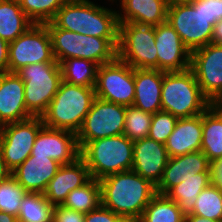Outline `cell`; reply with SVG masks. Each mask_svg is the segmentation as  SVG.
Returning a JSON list of instances; mask_svg holds the SVG:
<instances>
[{
  "instance_id": "5b68a950",
  "label": "cell",
  "mask_w": 222,
  "mask_h": 222,
  "mask_svg": "<svg viewBox=\"0 0 222 222\" xmlns=\"http://www.w3.org/2000/svg\"><path fill=\"white\" fill-rule=\"evenodd\" d=\"M91 178L100 180L108 175L132 170L133 141L124 134L88 142L81 150Z\"/></svg>"
},
{
  "instance_id": "ac0fdd59",
  "label": "cell",
  "mask_w": 222,
  "mask_h": 222,
  "mask_svg": "<svg viewBox=\"0 0 222 222\" xmlns=\"http://www.w3.org/2000/svg\"><path fill=\"white\" fill-rule=\"evenodd\" d=\"M211 163L202 151L170 157L161 181L156 186L158 194L165 195L171 188L198 173H211Z\"/></svg>"
},
{
  "instance_id": "4fadbf2b",
  "label": "cell",
  "mask_w": 222,
  "mask_h": 222,
  "mask_svg": "<svg viewBox=\"0 0 222 222\" xmlns=\"http://www.w3.org/2000/svg\"><path fill=\"white\" fill-rule=\"evenodd\" d=\"M202 93L212 104L222 102V45L209 43L191 52V65Z\"/></svg>"
},
{
  "instance_id": "277c9868",
  "label": "cell",
  "mask_w": 222,
  "mask_h": 222,
  "mask_svg": "<svg viewBox=\"0 0 222 222\" xmlns=\"http://www.w3.org/2000/svg\"><path fill=\"white\" fill-rule=\"evenodd\" d=\"M95 98L94 88L62 80L47 111L41 116L44 126L77 134Z\"/></svg>"
},
{
  "instance_id": "74e56055",
  "label": "cell",
  "mask_w": 222,
  "mask_h": 222,
  "mask_svg": "<svg viewBox=\"0 0 222 222\" xmlns=\"http://www.w3.org/2000/svg\"><path fill=\"white\" fill-rule=\"evenodd\" d=\"M85 222H129L126 218L115 214L100 205L97 209L85 214Z\"/></svg>"
},
{
  "instance_id": "f6af8a7d",
  "label": "cell",
  "mask_w": 222,
  "mask_h": 222,
  "mask_svg": "<svg viewBox=\"0 0 222 222\" xmlns=\"http://www.w3.org/2000/svg\"><path fill=\"white\" fill-rule=\"evenodd\" d=\"M185 222H220V221L210 220L196 215H186Z\"/></svg>"
},
{
  "instance_id": "ffe728a7",
  "label": "cell",
  "mask_w": 222,
  "mask_h": 222,
  "mask_svg": "<svg viewBox=\"0 0 222 222\" xmlns=\"http://www.w3.org/2000/svg\"><path fill=\"white\" fill-rule=\"evenodd\" d=\"M60 166L48 156H29L11 174L27 192L43 194Z\"/></svg>"
},
{
  "instance_id": "7402d4cb",
  "label": "cell",
  "mask_w": 222,
  "mask_h": 222,
  "mask_svg": "<svg viewBox=\"0 0 222 222\" xmlns=\"http://www.w3.org/2000/svg\"><path fill=\"white\" fill-rule=\"evenodd\" d=\"M202 134V114L178 118L173 132L164 144L169 157L201 151Z\"/></svg>"
},
{
  "instance_id": "7bdbcfd3",
  "label": "cell",
  "mask_w": 222,
  "mask_h": 222,
  "mask_svg": "<svg viewBox=\"0 0 222 222\" xmlns=\"http://www.w3.org/2000/svg\"><path fill=\"white\" fill-rule=\"evenodd\" d=\"M211 43L222 45V20L214 24Z\"/></svg>"
},
{
  "instance_id": "44dd1931",
  "label": "cell",
  "mask_w": 222,
  "mask_h": 222,
  "mask_svg": "<svg viewBox=\"0 0 222 222\" xmlns=\"http://www.w3.org/2000/svg\"><path fill=\"white\" fill-rule=\"evenodd\" d=\"M164 73L157 69H134V107L151 114L162 111L161 90Z\"/></svg>"
},
{
  "instance_id": "bcb514c9",
  "label": "cell",
  "mask_w": 222,
  "mask_h": 222,
  "mask_svg": "<svg viewBox=\"0 0 222 222\" xmlns=\"http://www.w3.org/2000/svg\"><path fill=\"white\" fill-rule=\"evenodd\" d=\"M0 222H18V218L0 211Z\"/></svg>"
},
{
  "instance_id": "5bb4252c",
  "label": "cell",
  "mask_w": 222,
  "mask_h": 222,
  "mask_svg": "<svg viewBox=\"0 0 222 222\" xmlns=\"http://www.w3.org/2000/svg\"><path fill=\"white\" fill-rule=\"evenodd\" d=\"M30 156H48L61 165L73 163L80 157L76 133L43 126L36 136Z\"/></svg>"
},
{
  "instance_id": "cb8c5ba5",
  "label": "cell",
  "mask_w": 222,
  "mask_h": 222,
  "mask_svg": "<svg viewBox=\"0 0 222 222\" xmlns=\"http://www.w3.org/2000/svg\"><path fill=\"white\" fill-rule=\"evenodd\" d=\"M201 151L209 162L222 157V106L212 104L202 113Z\"/></svg>"
},
{
  "instance_id": "484cf974",
  "label": "cell",
  "mask_w": 222,
  "mask_h": 222,
  "mask_svg": "<svg viewBox=\"0 0 222 222\" xmlns=\"http://www.w3.org/2000/svg\"><path fill=\"white\" fill-rule=\"evenodd\" d=\"M211 183V173H198L171 188L165 195L175 201L185 215L194 209L198 195Z\"/></svg>"
},
{
  "instance_id": "e0dca14e",
  "label": "cell",
  "mask_w": 222,
  "mask_h": 222,
  "mask_svg": "<svg viewBox=\"0 0 222 222\" xmlns=\"http://www.w3.org/2000/svg\"><path fill=\"white\" fill-rule=\"evenodd\" d=\"M31 117L26 109L22 79L16 73H0V127Z\"/></svg>"
},
{
  "instance_id": "2e32d148",
  "label": "cell",
  "mask_w": 222,
  "mask_h": 222,
  "mask_svg": "<svg viewBox=\"0 0 222 222\" xmlns=\"http://www.w3.org/2000/svg\"><path fill=\"white\" fill-rule=\"evenodd\" d=\"M164 144L149 137L133 141L132 170L154 185L161 181L169 160Z\"/></svg>"
},
{
  "instance_id": "f35d334b",
  "label": "cell",
  "mask_w": 222,
  "mask_h": 222,
  "mask_svg": "<svg viewBox=\"0 0 222 222\" xmlns=\"http://www.w3.org/2000/svg\"><path fill=\"white\" fill-rule=\"evenodd\" d=\"M52 222H85V214L63 205H56L52 211Z\"/></svg>"
},
{
  "instance_id": "7dc6e473",
  "label": "cell",
  "mask_w": 222,
  "mask_h": 222,
  "mask_svg": "<svg viewBox=\"0 0 222 222\" xmlns=\"http://www.w3.org/2000/svg\"><path fill=\"white\" fill-rule=\"evenodd\" d=\"M167 7L177 4H189L192 0H163Z\"/></svg>"
},
{
  "instance_id": "ab89813d",
  "label": "cell",
  "mask_w": 222,
  "mask_h": 222,
  "mask_svg": "<svg viewBox=\"0 0 222 222\" xmlns=\"http://www.w3.org/2000/svg\"><path fill=\"white\" fill-rule=\"evenodd\" d=\"M204 13L210 19L222 20V0H204Z\"/></svg>"
},
{
  "instance_id": "8992f818",
  "label": "cell",
  "mask_w": 222,
  "mask_h": 222,
  "mask_svg": "<svg viewBox=\"0 0 222 222\" xmlns=\"http://www.w3.org/2000/svg\"><path fill=\"white\" fill-rule=\"evenodd\" d=\"M24 83L27 111L41 117L48 109L62 82L58 62H40L27 65L16 72Z\"/></svg>"
},
{
  "instance_id": "ee69618b",
  "label": "cell",
  "mask_w": 222,
  "mask_h": 222,
  "mask_svg": "<svg viewBox=\"0 0 222 222\" xmlns=\"http://www.w3.org/2000/svg\"><path fill=\"white\" fill-rule=\"evenodd\" d=\"M10 175L12 174L11 171L6 166L0 145V182L6 180Z\"/></svg>"
},
{
  "instance_id": "6da1fadb",
  "label": "cell",
  "mask_w": 222,
  "mask_h": 222,
  "mask_svg": "<svg viewBox=\"0 0 222 222\" xmlns=\"http://www.w3.org/2000/svg\"><path fill=\"white\" fill-rule=\"evenodd\" d=\"M99 182L101 205L128 221H138L157 194L156 185L134 170L108 175Z\"/></svg>"
},
{
  "instance_id": "836d02e7",
  "label": "cell",
  "mask_w": 222,
  "mask_h": 222,
  "mask_svg": "<svg viewBox=\"0 0 222 222\" xmlns=\"http://www.w3.org/2000/svg\"><path fill=\"white\" fill-rule=\"evenodd\" d=\"M68 0H18L21 9L34 24L51 22Z\"/></svg>"
},
{
  "instance_id": "30bf717a",
  "label": "cell",
  "mask_w": 222,
  "mask_h": 222,
  "mask_svg": "<svg viewBox=\"0 0 222 222\" xmlns=\"http://www.w3.org/2000/svg\"><path fill=\"white\" fill-rule=\"evenodd\" d=\"M40 62H57L53 56L52 41L45 24H33L22 35L9 43L8 72Z\"/></svg>"
},
{
  "instance_id": "d590c367",
  "label": "cell",
  "mask_w": 222,
  "mask_h": 222,
  "mask_svg": "<svg viewBox=\"0 0 222 222\" xmlns=\"http://www.w3.org/2000/svg\"><path fill=\"white\" fill-rule=\"evenodd\" d=\"M152 116L134 106H127L123 134L132 141L148 137Z\"/></svg>"
},
{
  "instance_id": "d4e9b609",
  "label": "cell",
  "mask_w": 222,
  "mask_h": 222,
  "mask_svg": "<svg viewBox=\"0 0 222 222\" xmlns=\"http://www.w3.org/2000/svg\"><path fill=\"white\" fill-rule=\"evenodd\" d=\"M33 24L21 9L18 0H0V37L2 39L10 43Z\"/></svg>"
},
{
  "instance_id": "9c48e42d",
  "label": "cell",
  "mask_w": 222,
  "mask_h": 222,
  "mask_svg": "<svg viewBox=\"0 0 222 222\" xmlns=\"http://www.w3.org/2000/svg\"><path fill=\"white\" fill-rule=\"evenodd\" d=\"M125 114L126 106L96 97L76 134L80 150L90 141L123 134Z\"/></svg>"
},
{
  "instance_id": "603a6c76",
  "label": "cell",
  "mask_w": 222,
  "mask_h": 222,
  "mask_svg": "<svg viewBox=\"0 0 222 222\" xmlns=\"http://www.w3.org/2000/svg\"><path fill=\"white\" fill-rule=\"evenodd\" d=\"M111 2L117 0H109ZM119 23L156 26L167 21L168 7L163 0H119ZM122 11V12H121ZM123 13V14H122Z\"/></svg>"
},
{
  "instance_id": "60d3db41",
  "label": "cell",
  "mask_w": 222,
  "mask_h": 222,
  "mask_svg": "<svg viewBox=\"0 0 222 222\" xmlns=\"http://www.w3.org/2000/svg\"><path fill=\"white\" fill-rule=\"evenodd\" d=\"M211 183L222 191V157L211 163Z\"/></svg>"
},
{
  "instance_id": "52a82bcc",
  "label": "cell",
  "mask_w": 222,
  "mask_h": 222,
  "mask_svg": "<svg viewBox=\"0 0 222 222\" xmlns=\"http://www.w3.org/2000/svg\"><path fill=\"white\" fill-rule=\"evenodd\" d=\"M167 21L190 52L211 43L213 27L217 22L204 13V0L168 7Z\"/></svg>"
},
{
  "instance_id": "ba28073f",
  "label": "cell",
  "mask_w": 222,
  "mask_h": 222,
  "mask_svg": "<svg viewBox=\"0 0 222 222\" xmlns=\"http://www.w3.org/2000/svg\"><path fill=\"white\" fill-rule=\"evenodd\" d=\"M117 57L133 69H157L155 26L119 23Z\"/></svg>"
},
{
  "instance_id": "8fae6325",
  "label": "cell",
  "mask_w": 222,
  "mask_h": 222,
  "mask_svg": "<svg viewBox=\"0 0 222 222\" xmlns=\"http://www.w3.org/2000/svg\"><path fill=\"white\" fill-rule=\"evenodd\" d=\"M94 89L97 98L126 107L133 106L134 69L116 57L113 61L98 66Z\"/></svg>"
},
{
  "instance_id": "3957f363",
  "label": "cell",
  "mask_w": 222,
  "mask_h": 222,
  "mask_svg": "<svg viewBox=\"0 0 222 222\" xmlns=\"http://www.w3.org/2000/svg\"><path fill=\"white\" fill-rule=\"evenodd\" d=\"M211 105L202 93L191 68L164 73L161 90L162 111L177 118H190L204 113Z\"/></svg>"
},
{
  "instance_id": "f546056e",
  "label": "cell",
  "mask_w": 222,
  "mask_h": 222,
  "mask_svg": "<svg viewBox=\"0 0 222 222\" xmlns=\"http://www.w3.org/2000/svg\"><path fill=\"white\" fill-rule=\"evenodd\" d=\"M45 25L51 36L53 56L58 63L68 58H80V33L57 28L52 22Z\"/></svg>"
},
{
  "instance_id": "b9f144b4",
  "label": "cell",
  "mask_w": 222,
  "mask_h": 222,
  "mask_svg": "<svg viewBox=\"0 0 222 222\" xmlns=\"http://www.w3.org/2000/svg\"><path fill=\"white\" fill-rule=\"evenodd\" d=\"M9 43L0 37V73L8 72Z\"/></svg>"
},
{
  "instance_id": "e575fe53",
  "label": "cell",
  "mask_w": 222,
  "mask_h": 222,
  "mask_svg": "<svg viewBox=\"0 0 222 222\" xmlns=\"http://www.w3.org/2000/svg\"><path fill=\"white\" fill-rule=\"evenodd\" d=\"M28 192L10 175L0 182V211L18 217L20 205Z\"/></svg>"
},
{
  "instance_id": "f1b7e54d",
  "label": "cell",
  "mask_w": 222,
  "mask_h": 222,
  "mask_svg": "<svg viewBox=\"0 0 222 222\" xmlns=\"http://www.w3.org/2000/svg\"><path fill=\"white\" fill-rule=\"evenodd\" d=\"M62 80L86 87L95 88L98 65L90 60L68 58L60 63Z\"/></svg>"
},
{
  "instance_id": "4316f807",
  "label": "cell",
  "mask_w": 222,
  "mask_h": 222,
  "mask_svg": "<svg viewBox=\"0 0 222 222\" xmlns=\"http://www.w3.org/2000/svg\"><path fill=\"white\" fill-rule=\"evenodd\" d=\"M119 38H100L81 34L80 58L90 60L98 66L117 57Z\"/></svg>"
},
{
  "instance_id": "d6986e66",
  "label": "cell",
  "mask_w": 222,
  "mask_h": 222,
  "mask_svg": "<svg viewBox=\"0 0 222 222\" xmlns=\"http://www.w3.org/2000/svg\"><path fill=\"white\" fill-rule=\"evenodd\" d=\"M90 179L89 169L85 161L79 157L73 163L60 166L43 195L51 205H62L72 190L83 186Z\"/></svg>"
},
{
  "instance_id": "1f68e13d",
  "label": "cell",
  "mask_w": 222,
  "mask_h": 222,
  "mask_svg": "<svg viewBox=\"0 0 222 222\" xmlns=\"http://www.w3.org/2000/svg\"><path fill=\"white\" fill-rule=\"evenodd\" d=\"M53 207L43 194L28 192L21 202L18 222H52Z\"/></svg>"
},
{
  "instance_id": "8d00e7d4",
  "label": "cell",
  "mask_w": 222,
  "mask_h": 222,
  "mask_svg": "<svg viewBox=\"0 0 222 222\" xmlns=\"http://www.w3.org/2000/svg\"><path fill=\"white\" fill-rule=\"evenodd\" d=\"M178 118L171 113L159 111L153 114L148 137L165 144L174 130Z\"/></svg>"
},
{
  "instance_id": "83f0119b",
  "label": "cell",
  "mask_w": 222,
  "mask_h": 222,
  "mask_svg": "<svg viewBox=\"0 0 222 222\" xmlns=\"http://www.w3.org/2000/svg\"><path fill=\"white\" fill-rule=\"evenodd\" d=\"M185 217L175 201L157 193L137 222H185Z\"/></svg>"
},
{
  "instance_id": "9a60e30c",
  "label": "cell",
  "mask_w": 222,
  "mask_h": 222,
  "mask_svg": "<svg viewBox=\"0 0 222 222\" xmlns=\"http://www.w3.org/2000/svg\"><path fill=\"white\" fill-rule=\"evenodd\" d=\"M157 70L183 71L190 68L191 52L168 21L155 26Z\"/></svg>"
},
{
  "instance_id": "4dcf8cb0",
  "label": "cell",
  "mask_w": 222,
  "mask_h": 222,
  "mask_svg": "<svg viewBox=\"0 0 222 222\" xmlns=\"http://www.w3.org/2000/svg\"><path fill=\"white\" fill-rule=\"evenodd\" d=\"M62 205L84 214L97 209L101 205L99 180L91 178L83 186L72 190Z\"/></svg>"
},
{
  "instance_id": "d6a6232c",
  "label": "cell",
  "mask_w": 222,
  "mask_h": 222,
  "mask_svg": "<svg viewBox=\"0 0 222 222\" xmlns=\"http://www.w3.org/2000/svg\"><path fill=\"white\" fill-rule=\"evenodd\" d=\"M188 215L201 216L222 222V191L210 183L198 195L193 211Z\"/></svg>"
},
{
  "instance_id": "7a4b0ae2",
  "label": "cell",
  "mask_w": 222,
  "mask_h": 222,
  "mask_svg": "<svg viewBox=\"0 0 222 222\" xmlns=\"http://www.w3.org/2000/svg\"><path fill=\"white\" fill-rule=\"evenodd\" d=\"M57 28L100 38H119L118 10L89 0H68L51 21Z\"/></svg>"
},
{
  "instance_id": "7c38bea8",
  "label": "cell",
  "mask_w": 222,
  "mask_h": 222,
  "mask_svg": "<svg viewBox=\"0 0 222 222\" xmlns=\"http://www.w3.org/2000/svg\"><path fill=\"white\" fill-rule=\"evenodd\" d=\"M43 126L42 117H31L0 127L2 154L11 172L30 156L36 136Z\"/></svg>"
}]
</instances>
